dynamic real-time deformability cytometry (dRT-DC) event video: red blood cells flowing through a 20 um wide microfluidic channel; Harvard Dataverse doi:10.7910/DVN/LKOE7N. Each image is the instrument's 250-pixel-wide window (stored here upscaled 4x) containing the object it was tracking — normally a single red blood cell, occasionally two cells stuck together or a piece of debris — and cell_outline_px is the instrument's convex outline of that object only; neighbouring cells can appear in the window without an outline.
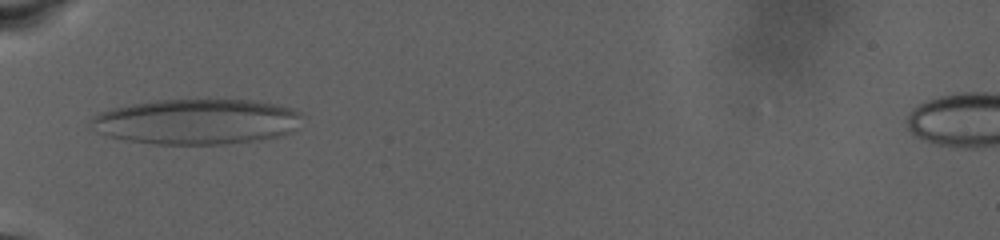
{"species": "human", "species_latin": "Homo sapiens", "temperature_condition": "warm", "stored_images_in_passage": 51, "camera_frame_rate_fps": 3000, "um_per_image_px": 0.085, "donor": {"sex": "male"}, "frame": {"image": 1, "passage_image": 1, "time_ms": 0.0, "image_size_px": [1000, 240], "cell_outline_px": [[300, 116], [292, 132], [276, 136], [252, 140], [224, 144], [152, 144], [124, 140], [108, 136], [96, 132], [92, 120], [92, 116], [100, 112], [112, 108], [132, 104], [156, 100], [252, 100], [276, 104], [300, 112]], "centroid_in_image_um": [16.65, 10.34], "position_along_channel_um": 68.3, "area_um2": 55.26}}
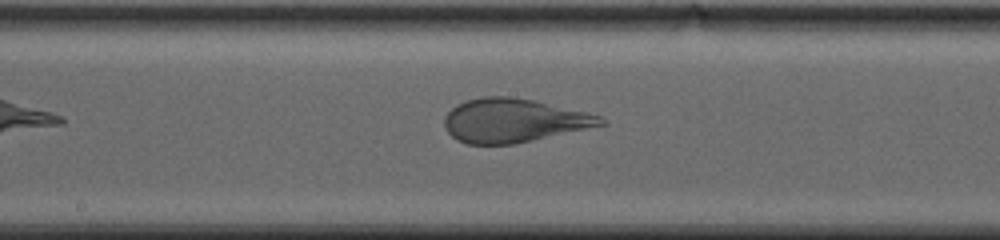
{"frame": {"image": 2, "passage_image": 17, "time_ms": 5.333, "image_size_px": [1000, 240], "cell_outline_px": [[608, 124], [532, 140], [512, 144], [468, 144], [456, 140], [448, 132], [444, 124], [444, 116], [456, 104], [464, 100], [480, 96], [508, 96], [536, 100], [588, 112], [600, 116]], "centroid_in_image_um": [43.64, 10.22], "position_along_channel_um": 204.6, "area_um2": 40.0}}
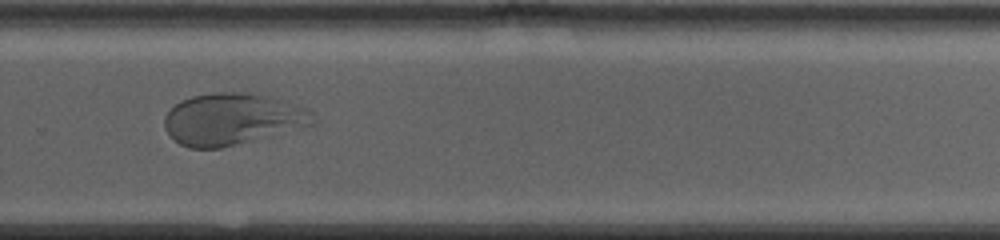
{"frame": {"image": 3, "passage_image": 29, "time_ms": 9.333, "image_size_px": [1000, 240], "cell_outline_px": [[316, 120], [312, 124], [220, 148], [188, 148], [180, 144], [164, 128], [164, 116], [180, 100], [192, 96], [216, 92], [256, 92], [308, 108], [312, 112]], "centroid_in_image_um": [19.73, 10.09], "position_along_channel_um": 310.1, "area_um2": 44.33}}